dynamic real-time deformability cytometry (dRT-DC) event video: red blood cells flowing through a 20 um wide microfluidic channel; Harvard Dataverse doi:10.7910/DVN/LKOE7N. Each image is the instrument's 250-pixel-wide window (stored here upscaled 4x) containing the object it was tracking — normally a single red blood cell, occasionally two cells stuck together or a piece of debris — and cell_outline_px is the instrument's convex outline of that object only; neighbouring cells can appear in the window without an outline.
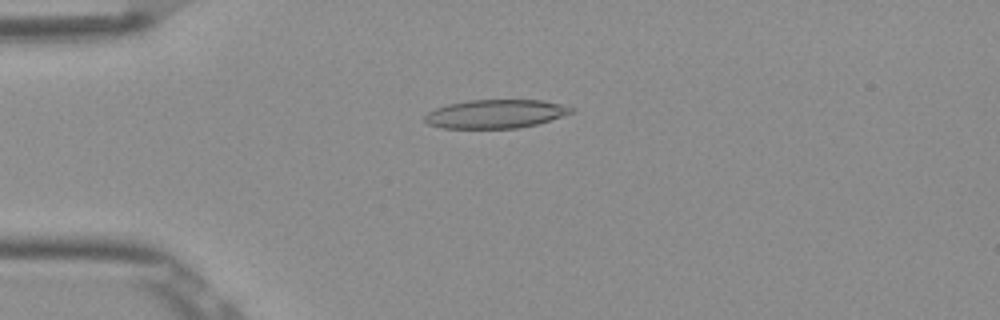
{"species": "Egyptian fruit bat (a non-hibernating species)", "species_latin": "Rousettus aegyptiacus", "temperature_condition": "room temperature", "stored_images_in_passage": 4, "camera_frame_rate_fps": 3000, "um_per_image_px": 0.085, "frame": {"image": 1, "passage_image": 4, "time_ms": 1.0, "image_size_px": [1000, 320], "cell_outline_px": [[576, 112], [536, 124], [516, 128], [444, 128], [428, 124], [424, 120], [424, 116], [428, 112], [436, 108], [448, 104], [468, 100], [544, 100], [576, 108]], "centroid_in_image_um": [42.15, 9.67], "position_along_channel_um": 42.9, "area_um2": 24.45}}